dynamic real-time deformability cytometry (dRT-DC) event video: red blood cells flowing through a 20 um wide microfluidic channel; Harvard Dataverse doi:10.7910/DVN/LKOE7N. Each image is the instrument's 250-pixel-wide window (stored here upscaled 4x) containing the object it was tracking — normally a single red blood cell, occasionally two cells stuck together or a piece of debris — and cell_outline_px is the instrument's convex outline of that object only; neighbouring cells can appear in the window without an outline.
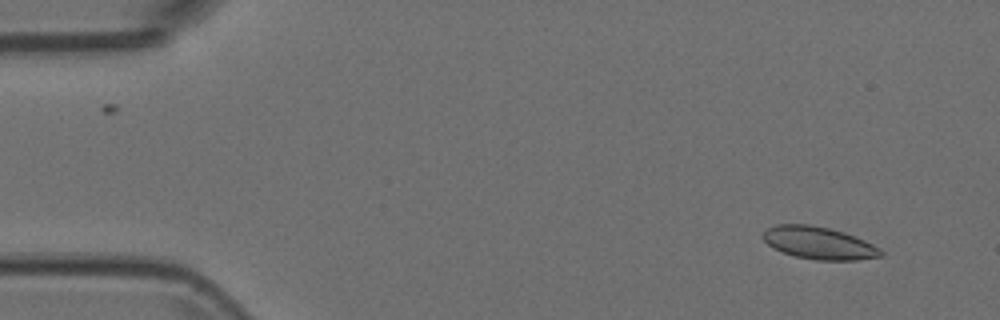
{"species": "Egyptian fruit bat (a non-hibernating species)", "species_latin": "Rousettus aegyptiacus", "temperature_condition": "room temperature", "stored_images_in_passage": 54, "camera_frame_rate_fps": 3000, "um_per_image_px": 0.085, "animal": {"sex": "female"}, "frame": {"image": 1, "passage_image": 5, "time_ms": 1.333, "image_size_px": [1000, 320], "cell_outline_px": [[884, 256], [856, 260], [816, 260], [796, 256], [772, 248], [760, 236], [768, 228], [776, 224], [808, 224], [828, 228], [844, 232], [864, 240], [880, 248], [884, 252]], "centroid_in_image_um": [69.61, 20.65], "position_along_channel_um": 15.4, "area_um2": 22.25}}
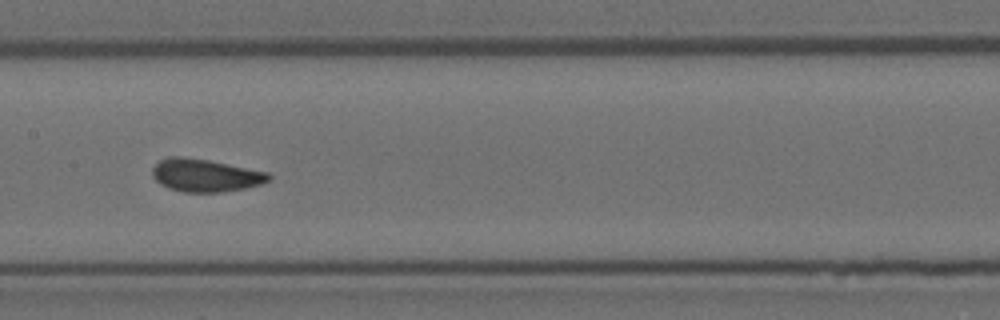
{"frame": {"image": 2, "passage_image": 27, "time_ms": 8.667, "image_size_px": [1000, 320], "cell_outline_px": [[272, 180], [260, 184], [244, 188], [220, 192], [184, 192], [168, 188], [160, 184], [152, 176], [152, 168], [160, 160], [172, 156], [184, 156], [208, 160], [268, 172], [272, 176]], "centroid_in_image_um": [17.45, 14.9], "position_along_channel_um": 190.0, "area_um2": 22.2}}
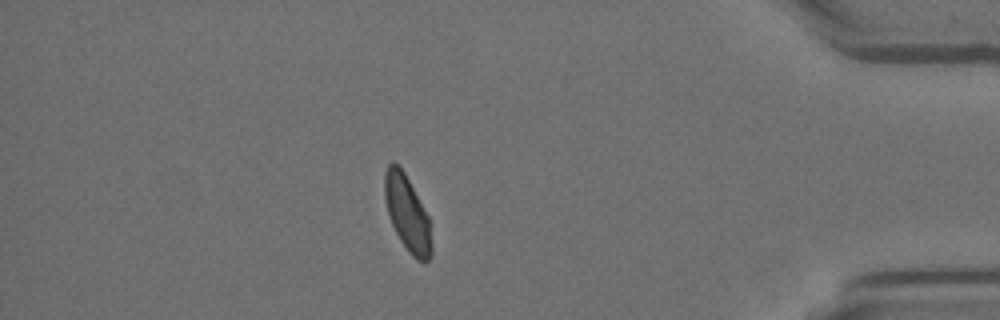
{"frame": {"image": 3, "passage_image": 47, "time_ms": 15.333, "image_size_px": [1000, 320], "cell_outline_px": [[432, 252], [428, 260], [416, 260], [408, 252], [400, 240], [392, 224], [388, 212], [384, 196], [384, 172], [388, 164], [392, 160], [404, 172], [428, 216], [432, 244]], "centroid_in_image_um": [34.6, 18.14], "position_along_channel_um": 400.6, "area_um2": 20.35}}